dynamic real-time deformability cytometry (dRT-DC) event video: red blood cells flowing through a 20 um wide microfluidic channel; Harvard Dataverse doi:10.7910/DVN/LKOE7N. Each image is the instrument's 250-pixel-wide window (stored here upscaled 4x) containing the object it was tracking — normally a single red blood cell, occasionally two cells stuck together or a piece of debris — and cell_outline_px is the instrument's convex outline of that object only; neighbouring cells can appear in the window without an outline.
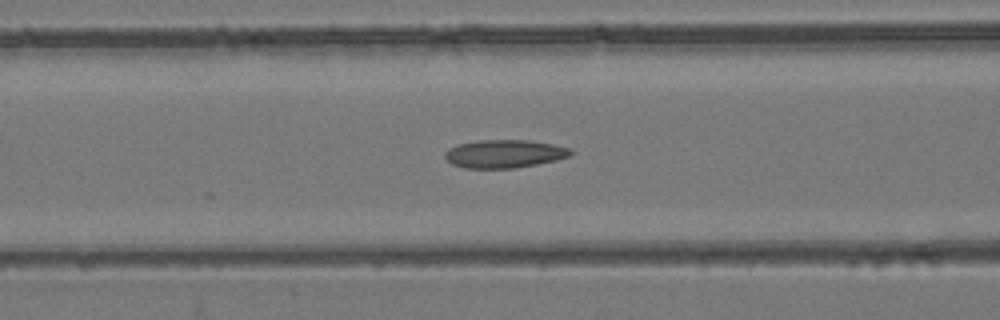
{"species": "common noctule bat (a hibernating species)", "species_latin": "Nyctalus noctula", "temperature_condition": "room temperature", "stored_images_in_passage": 49, "camera_frame_rate_fps": 3000, "um_per_image_px": 0.085, "animal": {"sex": "female", "body_mass_g": 24.6, "forearm_length_mm": 56.2}, "frame": {"image": 1, "passage_image": 17, "time_ms": 5.333, "image_size_px": [1000, 320], "cell_outline_px": [[572, 152], [568, 156], [556, 160], [516, 168], [464, 168], [452, 164], [444, 156], [444, 152], [448, 148], [456, 144], [476, 140], [528, 140], [552, 144], [572, 148]], "centroid_in_image_um": [42.83, 13.06], "position_along_channel_um": 123.8, "area_um2": 20.69}}
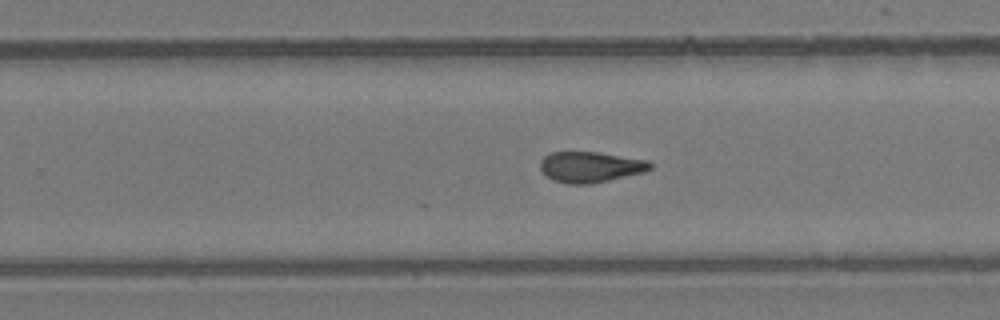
{"frame": {"image": 2, "passage_image": 29, "time_ms": 9.333, "image_size_px": [1000, 320], "cell_outline_px": [[652, 168], [644, 172], [608, 180], [588, 184], [568, 184], [552, 180], [540, 168], [540, 160], [544, 156], [552, 152], [600, 152], [648, 160], [652, 164]], "centroid_in_image_um": [50.19, 14.18], "position_along_channel_um": 279.6, "area_um2": 19.65}}
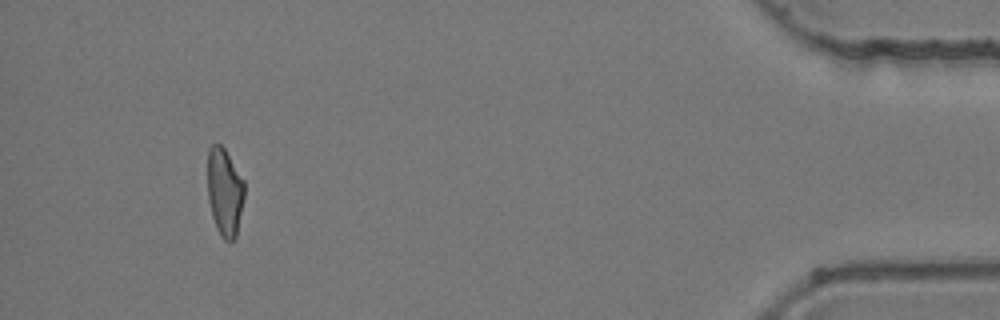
{"frame": {"image": 3, "passage_image": 45, "time_ms": 14.667, "image_size_px": [1000, 320], "cell_outline_px": [[244, 196], [236, 236], [232, 240], [224, 240], [220, 236], [216, 228], [212, 216], [208, 200], [208, 148], [212, 144], [220, 144], [224, 148], [244, 180]], "centroid_in_image_um": [19.08, 16.31], "position_along_channel_um": 416.1, "area_um2": 18.79}, "authors_computed_cell_mechanics": {"area_um2": 19.9988, "velocity_mm_per_s": 3.9022, "shape_relaxation_time_tau1_ms": null, "shape_relaxation_time_tau2_ms": 2.2523, "deformation_change_tau1": null, "deformation_change_tau2": 0.1002}}